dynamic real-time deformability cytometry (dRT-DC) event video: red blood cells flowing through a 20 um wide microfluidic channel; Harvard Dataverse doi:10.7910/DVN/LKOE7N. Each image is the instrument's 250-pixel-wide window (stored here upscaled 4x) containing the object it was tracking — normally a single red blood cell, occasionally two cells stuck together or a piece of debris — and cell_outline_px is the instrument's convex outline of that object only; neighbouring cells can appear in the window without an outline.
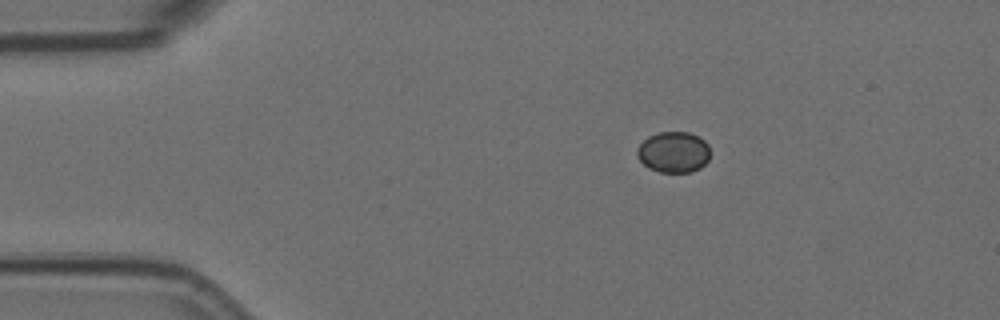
{"species": "Egyptian fruit bat (a non-hibernating species)", "species_latin": "Rousettus aegyptiacus", "temperature_condition": "room temperature", "stored_images_in_passage": 3, "camera_frame_rate_fps": 3000, "um_per_image_px": 0.085, "animal": {"sex": "female"}, "frame": {"image": 1, "passage_image": 1, "time_ms": 0.0, "image_size_px": [1000, 320], "cell_outline_px": [[708, 160], [700, 168], [692, 172], [660, 172], [648, 168], [636, 156], [636, 148], [648, 136], [660, 132], [688, 132], [704, 140], [708, 144]], "centroid_in_image_um": [57.22, 12.93], "position_along_channel_um": 27.8, "area_um2": 17.4}}